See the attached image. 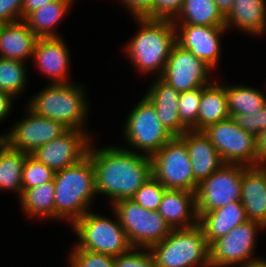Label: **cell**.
<instances>
[{
  "label": "cell",
  "instance_id": "1",
  "mask_svg": "<svg viewBox=\"0 0 266 267\" xmlns=\"http://www.w3.org/2000/svg\"><path fill=\"white\" fill-rule=\"evenodd\" d=\"M87 155L95 172L97 196L108 197L109 202L131 199L136 191L152 176L151 157L132 152L118 145L97 148L93 140Z\"/></svg>",
  "mask_w": 266,
  "mask_h": 267
},
{
  "label": "cell",
  "instance_id": "2",
  "mask_svg": "<svg viewBox=\"0 0 266 267\" xmlns=\"http://www.w3.org/2000/svg\"><path fill=\"white\" fill-rule=\"evenodd\" d=\"M138 31L123 47L126 57L142 76L162 75L167 59L176 44L175 26L172 20L133 18ZM152 73V74H151Z\"/></svg>",
  "mask_w": 266,
  "mask_h": 267
},
{
  "label": "cell",
  "instance_id": "3",
  "mask_svg": "<svg viewBox=\"0 0 266 267\" xmlns=\"http://www.w3.org/2000/svg\"><path fill=\"white\" fill-rule=\"evenodd\" d=\"M53 180L55 220L67 221L71 226L91 211L97 195L91 158L87 155L79 163L56 171Z\"/></svg>",
  "mask_w": 266,
  "mask_h": 267
},
{
  "label": "cell",
  "instance_id": "4",
  "mask_svg": "<svg viewBox=\"0 0 266 267\" xmlns=\"http://www.w3.org/2000/svg\"><path fill=\"white\" fill-rule=\"evenodd\" d=\"M85 85L68 83L47 84L25 105L39 116L55 120L67 129L87 130L89 99ZM85 126V127H84Z\"/></svg>",
  "mask_w": 266,
  "mask_h": 267
},
{
  "label": "cell",
  "instance_id": "5",
  "mask_svg": "<svg viewBox=\"0 0 266 267\" xmlns=\"http://www.w3.org/2000/svg\"><path fill=\"white\" fill-rule=\"evenodd\" d=\"M148 250L156 267H211L210 245L199 225L172 229Z\"/></svg>",
  "mask_w": 266,
  "mask_h": 267
},
{
  "label": "cell",
  "instance_id": "6",
  "mask_svg": "<svg viewBox=\"0 0 266 267\" xmlns=\"http://www.w3.org/2000/svg\"><path fill=\"white\" fill-rule=\"evenodd\" d=\"M112 214L115 218L91 210L77 219L70 226L78 239L72 249H84L113 257L128 252L132 246L116 214L113 211Z\"/></svg>",
  "mask_w": 266,
  "mask_h": 267
},
{
  "label": "cell",
  "instance_id": "7",
  "mask_svg": "<svg viewBox=\"0 0 266 267\" xmlns=\"http://www.w3.org/2000/svg\"><path fill=\"white\" fill-rule=\"evenodd\" d=\"M123 124V139L129 145L125 148L150 157L174 137L161 124L154 105L145 96L134 105Z\"/></svg>",
  "mask_w": 266,
  "mask_h": 267
},
{
  "label": "cell",
  "instance_id": "8",
  "mask_svg": "<svg viewBox=\"0 0 266 267\" xmlns=\"http://www.w3.org/2000/svg\"><path fill=\"white\" fill-rule=\"evenodd\" d=\"M110 205L132 247L149 248L172 230L158 211L145 209L132 199H121Z\"/></svg>",
  "mask_w": 266,
  "mask_h": 267
},
{
  "label": "cell",
  "instance_id": "9",
  "mask_svg": "<svg viewBox=\"0 0 266 267\" xmlns=\"http://www.w3.org/2000/svg\"><path fill=\"white\" fill-rule=\"evenodd\" d=\"M152 175L166 188L196 192L192 164L185 142L174 136L151 156Z\"/></svg>",
  "mask_w": 266,
  "mask_h": 267
},
{
  "label": "cell",
  "instance_id": "10",
  "mask_svg": "<svg viewBox=\"0 0 266 267\" xmlns=\"http://www.w3.org/2000/svg\"><path fill=\"white\" fill-rule=\"evenodd\" d=\"M225 164L257 166L256 137L240 128L232 117L202 130Z\"/></svg>",
  "mask_w": 266,
  "mask_h": 267
},
{
  "label": "cell",
  "instance_id": "11",
  "mask_svg": "<svg viewBox=\"0 0 266 267\" xmlns=\"http://www.w3.org/2000/svg\"><path fill=\"white\" fill-rule=\"evenodd\" d=\"M261 224L247 221L233 228L210 245L211 267H245L262 257L255 255ZM255 251V252H254Z\"/></svg>",
  "mask_w": 266,
  "mask_h": 267
},
{
  "label": "cell",
  "instance_id": "12",
  "mask_svg": "<svg viewBox=\"0 0 266 267\" xmlns=\"http://www.w3.org/2000/svg\"><path fill=\"white\" fill-rule=\"evenodd\" d=\"M246 166L223 164L209 178L202 180L196 190L198 217L209 211L240 202L242 173Z\"/></svg>",
  "mask_w": 266,
  "mask_h": 267
},
{
  "label": "cell",
  "instance_id": "13",
  "mask_svg": "<svg viewBox=\"0 0 266 267\" xmlns=\"http://www.w3.org/2000/svg\"><path fill=\"white\" fill-rule=\"evenodd\" d=\"M25 111L24 118L13 123L4 135V142L12 149L30 155L68 130L61 123L39 116L28 107Z\"/></svg>",
  "mask_w": 266,
  "mask_h": 267
},
{
  "label": "cell",
  "instance_id": "14",
  "mask_svg": "<svg viewBox=\"0 0 266 267\" xmlns=\"http://www.w3.org/2000/svg\"><path fill=\"white\" fill-rule=\"evenodd\" d=\"M212 71L190 51L175 44L160 78L181 93L210 84Z\"/></svg>",
  "mask_w": 266,
  "mask_h": 267
},
{
  "label": "cell",
  "instance_id": "15",
  "mask_svg": "<svg viewBox=\"0 0 266 267\" xmlns=\"http://www.w3.org/2000/svg\"><path fill=\"white\" fill-rule=\"evenodd\" d=\"M92 137L88 131L68 129L59 138L37 148L30 155L56 172L85 158Z\"/></svg>",
  "mask_w": 266,
  "mask_h": 267
},
{
  "label": "cell",
  "instance_id": "16",
  "mask_svg": "<svg viewBox=\"0 0 266 267\" xmlns=\"http://www.w3.org/2000/svg\"><path fill=\"white\" fill-rule=\"evenodd\" d=\"M176 44L190 51L213 71L221 61L222 34L227 32L225 26H198L191 24H174Z\"/></svg>",
  "mask_w": 266,
  "mask_h": 267
},
{
  "label": "cell",
  "instance_id": "17",
  "mask_svg": "<svg viewBox=\"0 0 266 267\" xmlns=\"http://www.w3.org/2000/svg\"><path fill=\"white\" fill-rule=\"evenodd\" d=\"M61 37L39 38L32 60L44 76L49 77L50 84L68 83L70 74V50Z\"/></svg>",
  "mask_w": 266,
  "mask_h": 267
},
{
  "label": "cell",
  "instance_id": "18",
  "mask_svg": "<svg viewBox=\"0 0 266 267\" xmlns=\"http://www.w3.org/2000/svg\"><path fill=\"white\" fill-rule=\"evenodd\" d=\"M144 96L154 105L157 116L174 136L189 130L179 118L178 101L180 93L160 77L153 78Z\"/></svg>",
  "mask_w": 266,
  "mask_h": 267
},
{
  "label": "cell",
  "instance_id": "19",
  "mask_svg": "<svg viewBox=\"0 0 266 267\" xmlns=\"http://www.w3.org/2000/svg\"><path fill=\"white\" fill-rule=\"evenodd\" d=\"M186 144L194 179L200 183L217 171L224 162L203 131L187 130L179 136Z\"/></svg>",
  "mask_w": 266,
  "mask_h": 267
},
{
  "label": "cell",
  "instance_id": "20",
  "mask_svg": "<svg viewBox=\"0 0 266 267\" xmlns=\"http://www.w3.org/2000/svg\"><path fill=\"white\" fill-rule=\"evenodd\" d=\"M158 213L172 229L191 228L198 225L196 192L167 189Z\"/></svg>",
  "mask_w": 266,
  "mask_h": 267
},
{
  "label": "cell",
  "instance_id": "21",
  "mask_svg": "<svg viewBox=\"0 0 266 267\" xmlns=\"http://www.w3.org/2000/svg\"><path fill=\"white\" fill-rule=\"evenodd\" d=\"M240 202L248 220L266 228V173L260 166L247 167L243 171Z\"/></svg>",
  "mask_w": 266,
  "mask_h": 267
},
{
  "label": "cell",
  "instance_id": "22",
  "mask_svg": "<svg viewBox=\"0 0 266 267\" xmlns=\"http://www.w3.org/2000/svg\"><path fill=\"white\" fill-rule=\"evenodd\" d=\"M225 27L228 31L237 28L251 37L266 34V0H234Z\"/></svg>",
  "mask_w": 266,
  "mask_h": 267
},
{
  "label": "cell",
  "instance_id": "23",
  "mask_svg": "<svg viewBox=\"0 0 266 267\" xmlns=\"http://www.w3.org/2000/svg\"><path fill=\"white\" fill-rule=\"evenodd\" d=\"M248 221L246 210L241 202H232L229 205L213 211L205 212L198 218V225L202 228L204 237L209 245L220 237Z\"/></svg>",
  "mask_w": 266,
  "mask_h": 267
},
{
  "label": "cell",
  "instance_id": "24",
  "mask_svg": "<svg viewBox=\"0 0 266 267\" xmlns=\"http://www.w3.org/2000/svg\"><path fill=\"white\" fill-rule=\"evenodd\" d=\"M38 39L24 20L5 23L0 33V57L26 62L32 59Z\"/></svg>",
  "mask_w": 266,
  "mask_h": 267
},
{
  "label": "cell",
  "instance_id": "25",
  "mask_svg": "<svg viewBox=\"0 0 266 267\" xmlns=\"http://www.w3.org/2000/svg\"><path fill=\"white\" fill-rule=\"evenodd\" d=\"M231 117L228 110L226 85L214 79L202 87L201 101L197 115V131Z\"/></svg>",
  "mask_w": 266,
  "mask_h": 267
},
{
  "label": "cell",
  "instance_id": "26",
  "mask_svg": "<svg viewBox=\"0 0 266 267\" xmlns=\"http://www.w3.org/2000/svg\"><path fill=\"white\" fill-rule=\"evenodd\" d=\"M73 0H54L46 4L43 8L31 12L24 21L29 29L39 38L61 37L56 32L59 23L73 8ZM57 26V27H56Z\"/></svg>",
  "mask_w": 266,
  "mask_h": 267
},
{
  "label": "cell",
  "instance_id": "27",
  "mask_svg": "<svg viewBox=\"0 0 266 267\" xmlns=\"http://www.w3.org/2000/svg\"><path fill=\"white\" fill-rule=\"evenodd\" d=\"M54 180L34 188L22 189L18 200L24 215L29 219L55 220Z\"/></svg>",
  "mask_w": 266,
  "mask_h": 267
},
{
  "label": "cell",
  "instance_id": "28",
  "mask_svg": "<svg viewBox=\"0 0 266 267\" xmlns=\"http://www.w3.org/2000/svg\"><path fill=\"white\" fill-rule=\"evenodd\" d=\"M174 24L225 26V17L214 0H184Z\"/></svg>",
  "mask_w": 266,
  "mask_h": 267
},
{
  "label": "cell",
  "instance_id": "29",
  "mask_svg": "<svg viewBox=\"0 0 266 267\" xmlns=\"http://www.w3.org/2000/svg\"><path fill=\"white\" fill-rule=\"evenodd\" d=\"M29 154L10 148L5 142L0 146V190L22 195V171Z\"/></svg>",
  "mask_w": 266,
  "mask_h": 267
},
{
  "label": "cell",
  "instance_id": "30",
  "mask_svg": "<svg viewBox=\"0 0 266 267\" xmlns=\"http://www.w3.org/2000/svg\"><path fill=\"white\" fill-rule=\"evenodd\" d=\"M226 85L228 110L233 118L238 114H252L261 110L266 103V95L258 88L243 84Z\"/></svg>",
  "mask_w": 266,
  "mask_h": 267
},
{
  "label": "cell",
  "instance_id": "31",
  "mask_svg": "<svg viewBox=\"0 0 266 267\" xmlns=\"http://www.w3.org/2000/svg\"><path fill=\"white\" fill-rule=\"evenodd\" d=\"M25 62L0 57V91L11 94L15 99L23 94L28 84Z\"/></svg>",
  "mask_w": 266,
  "mask_h": 267
},
{
  "label": "cell",
  "instance_id": "32",
  "mask_svg": "<svg viewBox=\"0 0 266 267\" xmlns=\"http://www.w3.org/2000/svg\"><path fill=\"white\" fill-rule=\"evenodd\" d=\"M201 94L202 87L180 93L178 101L179 118L189 130L197 131V115Z\"/></svg>",
  "mask_w": 266,
  "mask_h": 267
},
{
  "label": "cell",
  "instance_id": "33",
  "mask_svg": "<svg viewBox=\"0 0 266 267\" xmlns=\"http://www.w3.org/2000/svg\"><path fill=\"white\" fill-rule=\"evenodd\" d=\"M55 172L38 162L32 155L25 158L22 171V188H34L44 183L50 182L54 178Z\"/></svg>",
  "mask_w": 266,
  "mask_h": 267
},
{
  "label": "cell",
  "instance_id": "34",
  "mask_svg": "<svg viewBox=\"0 0 266 267\" xmlns=\"http://www.w3.org/2000/svg\"><path fill=\"white\" fill-rule=\"evenodd\" d=\"M166 190L167 189L152 175L136 191L131 199L145 209L158 211Z\"/></svg>",
  "mask_w": 266,
  "mask_h": 267
},
{
  "label": "cell",
  "instance_id": "35",
  "mask_svg": "<svg viewBox=\"0 0 266 267\" xmlns=\"http://www.w3.org/2000/svg\"><path fill=\"white\" fill-rule=\"evenodd\" d=\"M68 267H114L115 257L84 249H72Z\"/></svg>",
  "mask_w": 266,
  "mask_h": 267
},
{
  "label": "cell",
  "instance_id": "36",
  "mask_svg": "<svg viewBox=\"0 0 266 267\" xmlns=\"http://www.w3.org/2000/svg\"><path fill=\"white\" fill-rule=\"evenodd\" d=\"M114 267H156L148 248L132 247L128 252L115 257Z\"/></svg>",
  "mask_w": 266,
  "mask_h": 267
},
{
  "label": "cell",
  "instance_id": "37",
  "mask_svg": "<svg viewBox=\"0 0 266 267\" xmlns=\"http://www.w3.org/2000/svg\"><path fill=\"white\" fill-rule=\"evenodd\" d=\"M184 0H154L152 19L173 20L179 13Z\"/></svg>",
  "mask_w": 266,
  "mask_h": 267
},
{
  "label": "cell",
  "instance_id": "38",
  "mask_svg": "<svg viewBox=\"0 0 266 267\" xmlns=\"http://www.w3.org/2000/svg\"><path fill=\"white\" fill-rule=\"evenodd\" d=\"M233 120L240 128L253 134L255 137L260 134V131L265 129L263 108L257 113L235 115Z\"/></svg>",
  "mask_w": 266,
  "mask_h": 267
},
{
  "label": "cell",
  "instance_id": "39",
  "mask_svg": "<svg viewBox=\"0 0 266 267\" xmlns=\"http://www.w3.org/2000/svg\"><path fill=\"white\" fill-rule=\"evenodd\" d=\"M132 18L152 19V8L154 0H118Z\"/></svg>",
  "mask_w": 266,
  "mask_h": 267
},
{
  "label": "cell",
  "instance_id": "40",
  "mask_svg": "<svg viewBox=\"0 0 266 267\" xmlns=\"http://www.w3.org/2000/svg\"><path fill=\"white\" fill-rule=\"evenodd\" d=\"M23 0H0V21L12 23L22 20Z\"/></svg>",
  "mask_w": 266,
  "mask_h": 267
},
{
  "label": "cell",
  "instance_id": "41",
  "mask_svg": "<svg viewBox=\"0 0 266 267\" xmlns=\"http://www.w3.org/2000/svg\"><path fill=\"white\" fill-rule=\"evenodd\" d=\"M15 98L4 91H0V122L4 121L6 117L9 116L12 111V106H14ZM13 103V104H12Z\"/></svg>",
  "mask_w": 266,
  "mask_h": 267
},
{
  "label": "cell",
  "instance_id": "42",
  "mask_svg": "<svg viewBox=\"0 0 266 267\" xmlns=\"http://www.w3.org/2000/svg\"><path fill=\"white\" fill-rule=\"evenodd\" d=\"M54 0H23L22 3V20H24L31 12L43 8L46 4Z\"/></svg>",
  "mask_w": 266,
  "mask_h": 267
},
{
  "label": "cell",
  "instance_id": "43",
  "mask_svg": "<svg viewBox=\"0 0 266 267\" xmlns=\"http://www.w3.org/2000/svg\"><path fill=\"white\" fill-rule=\"evenodd\" d=\"M257 166L266 161V128L256 137Z\"/></svg>",
  "mask_w": 266,
  "mask_h": 267
},
{
  "label": "cell",
  "instance_id": "44",
  "mask_svg": "<svg viewBox=\"0 0 266 267\" xmlns=\"http://www.w3.org/2000/svg\"><path fill=\"white\" fill-rule=\"evenodd\" d=\"M214 1L219 11L222 13L224 17H226L230 13L234 2V0H214Z\"/></svg>",
  "mask_w": 266,
  "mask_h": 267
},
{
  "label": "cell",
  "instance_id": "45",
  "mask_svg": "<svg viewBox=\"0 0 266 267\" xmlns=\"http://www.w3.org/2000/svg\"><path fill=\"white\" fill-rule=\"evenodd\" d=\"M245 267H266V258H260L259 260L253 261L251 264Z\"/></svg>",
  "mask_w": 266,
  "mask_h": 267
},
{
  "label": "cell",
  "instance_id": "46",
  "mask_svg": "<svg viewBox=\"0 0 266 267\" xmlns=\"http://www.w3.org/2000/svg\"><path fill=\"white\" fill-rule=\"evenodd\" d=\"M263 118H264V124H265V128H266V103L263 107Z\"/></svg>",
  "mask_w": 266,
  "mask_h": 267
},
{
  "label": "cell",
  "instance_id": "47",
  "mask_svg": "<svg viewBox=\"0 0 266 267\" xmlns=\"http://www.w3.org/2000/svg\"><path fill=\"white\" fill-rule=\"evenodd\" d=\"M259 166H260V167L263 169V171L266 173V161L263 162V163H261Z\"/></svg>",
  "mask_w": 266,
  "mask_h": 267
},
{
  "label": "cell",
  "instance_id": "48",
  "mask_svg": "<svg viewBox=\"0 0 266 267\" xmlns=\"http://www.w3.org/2000/svg\"><path fill=\"white\" fill-rule=\"evenodd\" d=\"M4 143V134H0V146Z\"/></svg>",
  "mask_w": 266,
  "mask_h": 267
},
{
  "label": "cell",
  "instance_id": "49",
  "mask_svg": "<svg viewBox=\"0 0 266 267\" xmlns=\"http://www.w3.org/2000/svg\"><path fill=\"white\" fill-rule=\"evenodd\" d=\"M4 25H5V23L0 21V33H1V31H2V29H3V27H4Z\"/></svg>",
  "mask_w": 266,
  "mask_h": 267
}]
</instances>
